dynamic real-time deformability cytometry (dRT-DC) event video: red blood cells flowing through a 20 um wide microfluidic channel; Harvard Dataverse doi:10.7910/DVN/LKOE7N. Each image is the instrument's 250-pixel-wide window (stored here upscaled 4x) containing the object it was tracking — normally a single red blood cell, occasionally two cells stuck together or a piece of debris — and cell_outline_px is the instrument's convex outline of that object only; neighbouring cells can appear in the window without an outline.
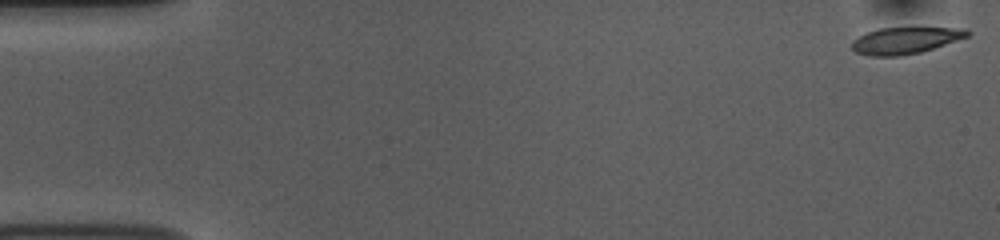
{"species": "common noctule bat (a hibernating species)", "species_latin": "Nyctalus noctula", "temperature_condition": "room temperature", "stored_images_in_passage": 53, "camera_frame_rate_fps": 3000, "um_per_image_px": 0.085, "animal": {"sex": "female", "body_mass_g": 10.0, "forearm_length_mm": 53.1}, "frame": {"image": 1, "passage_image": 1, "time_ms": 0.0, "image_size_px": [1000, 240], "cell_outline_px": [[972, 32], [968, 36], [920, 52], [900, 56], [868, 56], [856, 52], [852, 48], [852, 40], [868, 32], [880, 28], [964, 28]], "centroid_in_image_um": [76.92, 3.44], "position_along_channel_um": 8.1, "area_um2": 17.63}}
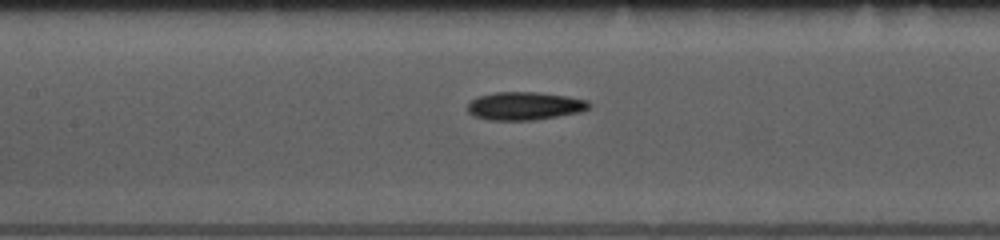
{"frame": {"image": 2, "passage_image": 24, "time_ms": 7.667, "image_size_px": [1000, 240], "cell_outline_px": [[592, 104], [588, 108], [580, 112], [532, 120], [488, 120], [472, 116], [468, 112], [468, 100], [480, 96], [496, 92], [536, 92], [568, 96], [588, 100]], "centroid_in_image_um": [44.57, 9.0], "position_along_channel_um": 162.8, "area_um2": 19.94}}
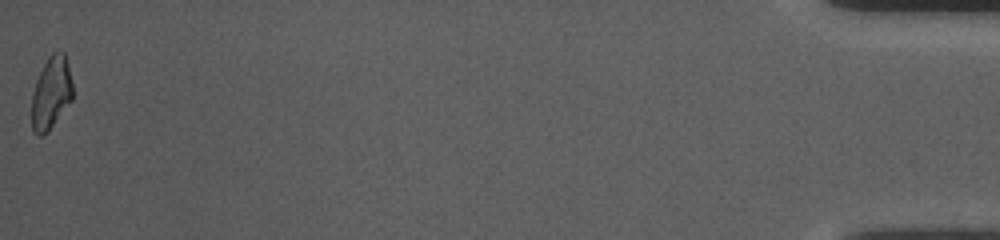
{"frame": {"image": 3, "passage_image": 53, "time_ms": 17.333, "image_size_px": [1000, 240], "cell_outline_px": [[72, 100], [48, 132], [40, 136], [36, 136], [32, 132], [32, 92], [36, 80], [48, 56], [52, 52], [64, 52], [68, 64], [72, 84]], "centroid_in_image_um": [4.34, 7.93], "position_along_channel_um": 430.9, "area_um2": 17.4}, "authors_computed_cell_mechanics": {"area_um2": 18.6694, "velocity_mm_per_s": 3.7682, "shape_relaxation_time_tau1_ms": 3.4968, "shape_relaxation_time_tau2_ms": 4.0839, "deformation_change_tau1": 0.1357, "deformation_change_tau2": 0.1073}}